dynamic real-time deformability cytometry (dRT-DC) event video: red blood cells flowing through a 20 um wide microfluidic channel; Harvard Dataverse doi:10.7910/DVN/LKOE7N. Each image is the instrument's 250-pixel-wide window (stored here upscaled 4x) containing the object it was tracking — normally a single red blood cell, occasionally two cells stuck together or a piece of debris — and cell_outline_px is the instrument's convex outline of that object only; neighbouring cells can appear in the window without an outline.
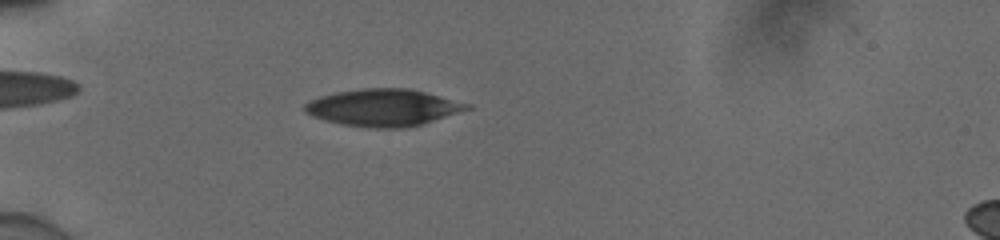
{"species": "human", "species_latin": "Homo sapiens", "temperature_condition": "cold", "stored_images_in_passage": 55, "camera_frame_rate_fps": 3000, "um_per_image_px": 0.085, "donor": {"sex": "male"}, "frame": {"image": 1, "passage_image": 18, "time_ms": 5.667, "image_size_px": [1000, 240], "cell_outline_px": [[472, 108], [420, 124], [404, 128], [372, 128], [344, 124], [324, 120], [312, 116], [304, 112], [304, 104], [308, 100], [320, 96], [336, 92], [364, 88], [408, 88], [472, 104]], "centroid_in_image_um": [32.54, 9.14], "position_along_channel_um": 52.5, "area_um2": 34.8}}
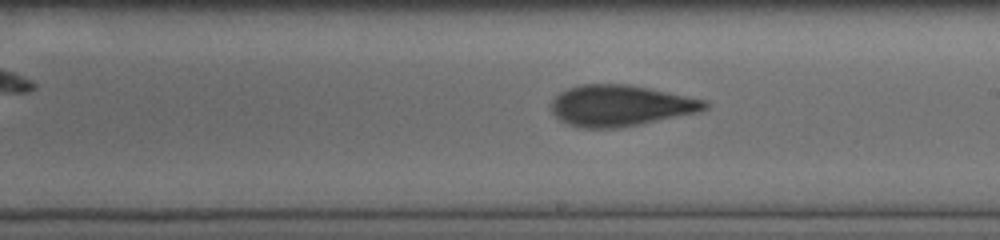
{"frame": {"image": 2, "passage_image": 34, "time_ms": 11.0, "image_size_px": [1000, 240], "cell_outline_px": [[708, 108], [700, 112], [640, 124], [616, 128], [584, 128], [568, 124], [560, 120], [552, 112], [552, 100], [560, 92], [568, 88], [584, 84], [628, 84], [648, 88], [704, 100], [708, 104]], "centroid_in_image_um": [52.73, 8.98], "position_along_channel_um": 236.3, "area_um2": 36.47}}
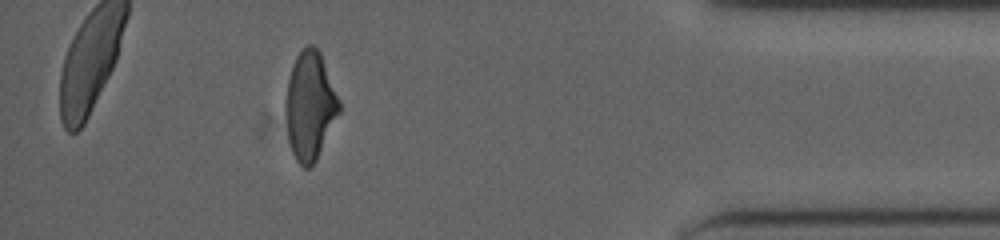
{"frame": {"image": 3, "passage_image": 50, "time_ms": 16.333, "image_size_px": [1000, 240], "cell_outline_px": [[340, 112], [316, 160], [308, 168], [304, 168], [296, 160], [292, 152], [288, 140], [284, 108], [284, 100], [288, 80], [296, 56], [308, 44], [312, 44], [320, 52], [340, 100]], "centroid_in_image_um": [26.33, 9.0], "position_along_channel_um": 408.9, "area_um2": 33.81}, "authors_computed_cell_mechanics": {"area_um2": 34.7956, "velocity_mm_per_s": 3.9108, "shape_relaxation_time_tau1_ms": 5.3413, "shape_relaxation_time_tau2_ms": 2.0675, "deformation_change_tau1": 0.1714, "deformation_change_tau2": 0.0999}}